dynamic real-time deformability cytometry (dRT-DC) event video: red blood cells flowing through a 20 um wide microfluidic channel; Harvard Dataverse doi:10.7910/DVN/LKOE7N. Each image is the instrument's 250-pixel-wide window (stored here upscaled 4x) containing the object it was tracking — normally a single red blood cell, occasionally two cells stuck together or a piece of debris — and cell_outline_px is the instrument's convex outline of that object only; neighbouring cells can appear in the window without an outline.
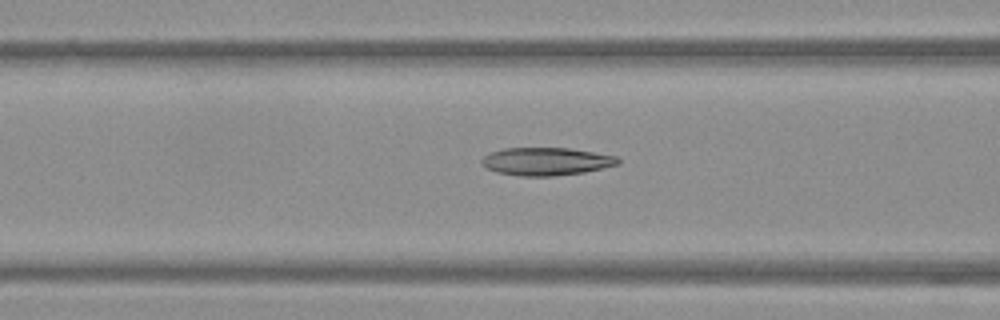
{"species": "Egyptian fruit bat (a non-hibernating species)", "species_latin": "Rousettus aegyptiacus", "temperature_condition": "warm", "stored_images_in_passage": 44, "camera_frame_rate_fps": 3000, "um_per_image_px": 0.085, "frame": {"image": 1, "passage_image": 12, "time_ms": 3.667, "image_size_px": [1000, 320], "cell_outline_px": [[620, 164], [584, 172], [552, 176], [520, 176], [496, 172], [484, 168], [480, 164], [480, 160], [484, 156], [492, 152], [504, 148], [568, 148], [616, 156], [620, 160]], "centroid_in_image_um": [46.38, 13.72], "position_along_channel_um": 120.2, "area_um2": 22.14}}
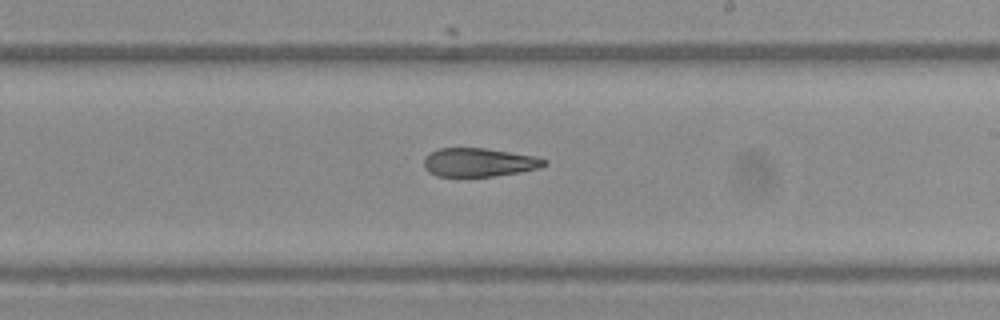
{"frame": {"image": 2, "passage_image": 22, "time_ms": 7.0, "image_size_px": [1000, 320], "cell_outline_px": [[548, 164], [540, 168], [520, 172], [492, 176], [436, 176], [428, 172], [424, 168], [424, 160], [432, 152], [440, 148], [484, 148], [536, 156], [548, 160]], "centroid_in_image_um": [40.75, 13.8], "position_along_channel_um": 248.2, "area_um2": 20.0}}
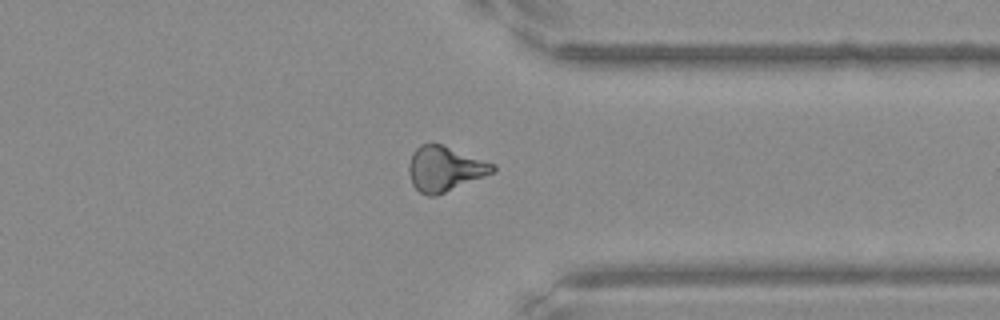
{"frame": {"image": 3, "passage_image": 32, "time_ms": 10.333, "image_size_px": [1000, 320], "cell_outline_px": [[496, 172], [436, 196], [428, 196], [420, 192], [412, 184], [408, 172], [408, 164], [412, 152], [420, 144], [440, 144], [496, 164]], "centroid_in_image_um": [37.81, 14.36], "position_along_channel_um": 373.6, "area_um2": 22.08}, "authors_computed_cell_mechanics": {"area_um2": 21.5883, "velocity_mm_per_s": 3.84, "shape_relaxation_time_tau1_ms": null, "shape_relaxation_time_tau2_ms": 6.3827, "deformation_change_tau1": null, "deformation_change_tau2": 0.1652}}